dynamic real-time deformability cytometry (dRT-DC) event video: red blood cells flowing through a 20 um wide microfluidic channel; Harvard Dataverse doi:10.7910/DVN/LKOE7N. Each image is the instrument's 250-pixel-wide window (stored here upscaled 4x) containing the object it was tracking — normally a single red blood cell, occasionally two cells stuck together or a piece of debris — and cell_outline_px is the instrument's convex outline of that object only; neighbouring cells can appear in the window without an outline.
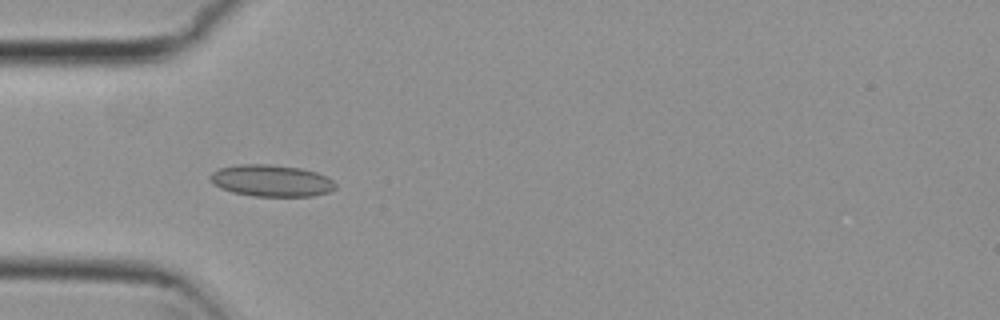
{"species": "common noctule bat (a hibernating species)", "species_latin": "Nyctalus noctula", "temperature_condition": "cold", "stored_images_in_passage": 6, "camera_frame_rate_fps": 3000, "um_per_image_px": 0.085, "animal": {"sex": "female", "body_mass_g": 29.2, "forearm_length_mm": 56.3}, "frame": {"image": 1, "passage_image": 5, "time_ms": 1.333, "image_size_px": [1000, 320], "cell_outline_px": [[336, 188], [328, 192], [312, 196], [252, 196], [232, 192], [220, 188], [212, 184], [208, 180], [208, 176], [212, 172], [220, 168], [236, 164], [268, 164], [300, 168], [316, 172], [328, 176], [336, 184]], "centroid_in_image_um": [23.03, 15.35], "position_along_channel_um": 62.0, "area_um2": 23.41}}
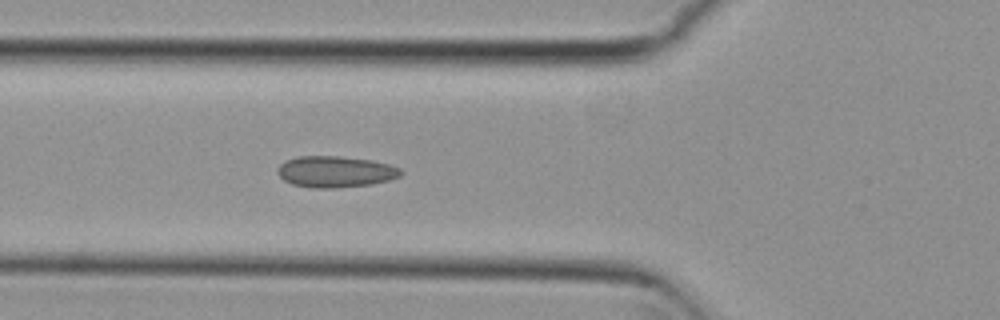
{"frame": {"image": 2, "passage_image": 6, "time_ms": 1.667, "image_size_px": [1000, 320], "cell_outline_px": [[404, 172], [400, 176], [388, 180], [372, 184], [336, 188], [312, 188], [292, 184], [284, 180], [276, 172], [276, 168], [284, 160], [296, 156], [340, 156], [372, 160], [388, 164], [400, 168]], "centroid_in_image_um": [28.48, 14.59], "position_along_channel_um": 97.3, "area_um2": 22.72}}